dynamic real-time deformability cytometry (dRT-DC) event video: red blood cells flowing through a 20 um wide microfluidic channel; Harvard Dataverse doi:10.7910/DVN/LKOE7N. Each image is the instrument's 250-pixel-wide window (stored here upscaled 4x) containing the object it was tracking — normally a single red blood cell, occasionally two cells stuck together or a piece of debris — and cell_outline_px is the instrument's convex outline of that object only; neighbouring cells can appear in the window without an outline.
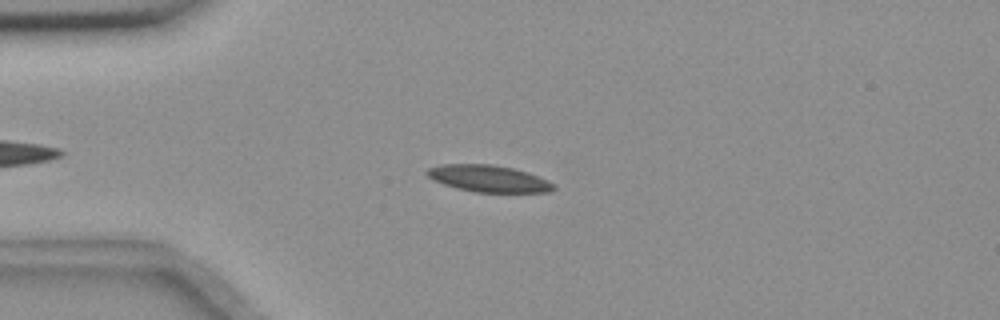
{"species": "common noctule bat (a hibernating species)", "species_latin": "Nyctalus noctula", "temperature_condition": "room temperature", "stored_images_in_passage": 42, "camera_frame_rate_fps": 3000, "um_per_image_px": 0.085, "animal": {"sex": "female", "body_mass_g": 18.4}, "frame": {"image": 1, "passage_image": 11, "time_ms": 3.333, "image_size_px": [1000, 320], "cell_outline_px": [[556, 188], [548, 192], [476, 192], [456, 188], [444, 184], [428, 176], [424, 172], [428, 168], [440, 164], [492, 164], [512, 168], [528, 172], [548, 180], [556, 184]], "centroid_in_image_um": [41.55, 15.17], "position_along_channel_um": 43.5, "area_um2": 19.77}}
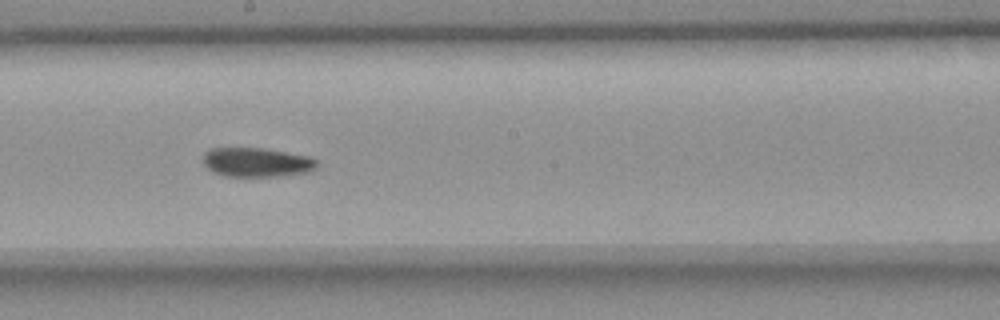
{"frame": {"image": 2, "passage_image": 28, "time_ms": 9.0, "image_size_px": [1000, 320], "cell_outline_px": [[316, 168], [308, 172], [280, 176], [224, 176], [212, 172], [204, 164], [204, 152], [208, 148], [264, 148], [312, 156], [316, 160]], "centroid_in_image_um": [21.82, 13.79], "position_along_channel_um": 226.4, "area_um2": 19.54}}
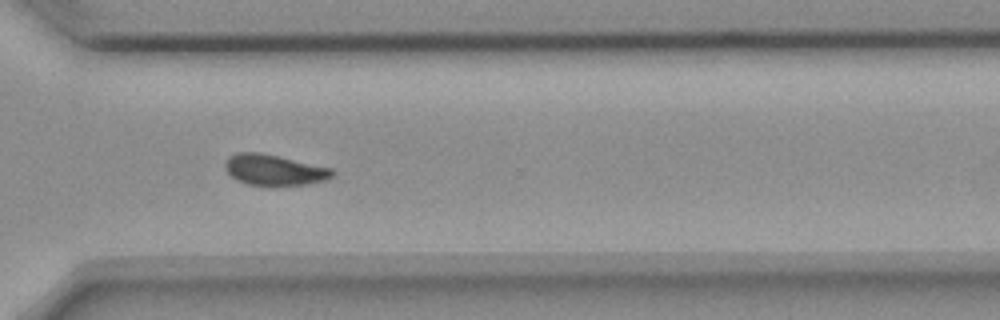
{"frame": {"image": 3, "passage_image": 38, "time_ms": 12.333, "image_size_px": [1000, 320], "cell_outline_px": [[336, 172], [332, 176], [324, 180], [308, 184], [244, 184], [236, 180], [224, 168], [224, 164], [228, 156], [236, 152], [260, 152], [332, 168]], "centroid_in_image_um": [23.27, 14.42], "position_along_channel_um": 347.3, "area_um2": 19.02}}